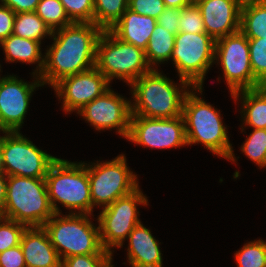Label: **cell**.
Segmentation results:
<instances>
[{
  "instance_id": "obj_4",
  "label": "cell",
  "mask_w": 266,
  "mask_h": 267,
  "mask_svg": "<svg viewBox=\"0 0 266 267\" xmlns=\"http://www.w3.org/2000/svg\"><path fill=\"white\" fill-rule=\"evenodd\" d=\"M45 180L49 201L55 213L61 214L58 202L71 211L70 214L92 215L87 163L58 158L49 168Z\"/></svg>"
},
{
  "instance_id": "obj_29",
  "label": "cell",
  "mask_w": 266,
  "mask_h": 267,
  "mask_svg": "<svg viewBox=\"0 0 266 267\" xmlns=\"http://www.w3.org/2000/svg\"><path fill=\"white\" fill-rule=\"evenodd\" d=\"M241 151L261 169L266 168V129H253Z\"/></svg>"
},
{
  "instance_id": "obj_38",
  "label": "cell",
  "mask_w": 266,
  "mask_h": 267,
  "mask_svg": "<svg viewBox=\"0 0 266 267\" xmlns=\"http://www.w3.org/2000/svg\"><path fill=\"white\" fill-rule=\"evenodd\" d=\"M15 15L12 9L0 4V43L13 34Z\"/></svg>"
},
{
  "instance_id": "obj_15",
  "label": "cell",
  "mask_w": 266,
  "mask_h": 267,
  "mask_svg": "<svg viewBox=\"0 0 266 267\" xmlns=\"http://www.w3.org/2000/svg\"><path fill=\"white\" fill-rule=\"evenodd\" d=\"M77 114L86 119L97 131L116 129L126 138L130 131L131 99L124 98L112 89L84 105Z\"/></svg>"
},
{
  "instance_id": "obj_12",
  "label": "cell",
  "mask_w": 266,
  "mask_h": 267,
  "mask_svg": "<svg viewBox=\"0 0 266 267\" xmlns=\"http://www.w3.org/2000/svg\"><path fill=\"white\" fill-rule=\"evenodd\" d=\"M214 62L221 65L230 94L263 86L253 75L248 38L241 31L216 40Z\"/></svg>"
},
{
  "instance_id": "obj_35",
  "label": "cell",
  "mask_w": 266,
  "mask_h": 267,
  "mask_svg": "<svg viewBox=\"0 0 266 267\" xmlns=\"http://www.w3.org/2000/svg\"><path fill=\"white\" fill-rule=\"evenodd\" d=\"M128 9L139 15L157 19L165 9L163 0H129Z\"/></svg>"
},
{
  "instance_id": "obj_16",
  "label": "cell",
  "mask_w": 266,
  "mask_h": 267,
  "mask_svg": "<svg viewBox=\"0 0 266 267\" xmlns=\"http://www.w3.org/2000/svg\"><path fill=\"white\" fill-rule=\"evenodd\" d=\"M107 78L93 67L84 72L60 79L52 87L66 113L79 111L84 105L101 96L111 88Z\"/></svg>"
},
{
  "instance_id": "obj_27",
  "label": "cell",
  "mask_w": 266,
  "mask_h": 267,
  "mask_svg": "<svg viewBox=\"0 0 266 267\" xmlns=\"http://www.w3.org/2000/svg\"><path fill=\"white\" fill-rule=\"evenodd\" d=\"M35 12L52 32L73 23L60 0H40Z\"/></svg>"
},
{
  "instance_id": "obj_5",
  "label": "cell",
  "mask_w": 266,
  "mask_h": 267,
  "mask_svg": "<svg viewBox=\"0 0 266 267\" xmlns=\"http://www.w3.org/2000/svg\"><path fill=\"white\" fill-rule=\"evenodd\" d=\"M54 214L45 178L7 176L6 201L1 217L27 227H43Z\"/></svg>"
},
{
  "instance_id": "obj_32",
  "label": "cell",
  "mask_w": 266,
  "mask_h": 267,
  "mask_svg": "<svg viewBox=\"0 0 266 267\" xmlns=\"http://www.w3.org/2000/svg\"><path fill=\"white\" fill-rule=\"evenodd\" d=\"M73 23H94V0H60Z\"/></svg>"
},
{
  "instance_id": "obj_2",
  "label": "cell",
  "mask_w": 266,
  "mask_h": 267,
  "mask_svg": "<svg viewBox=\"0 0 266 267\" xmlns=\"http://www.w3.org/2000/svg\"><path fill=\"white\" fill-rule=\"evenodd\" d=\"M179 80L180 86L156 67L136 79L129 85L133 98L131 115L146 118L182 116L185 96L193 86L182 78Z\"/></svg>"
},
{
  "instance_id": "obj_40",
  "label": "cell",
  "mask_w": 266,
  "mask_h": 267,
  "mask_svg": "<svg viewBox=\"0 0 266 267\" xmlns=\"http://www.w3.org/2000/svg\"><path fill=\"white\" fill-rule=\"evenodd\" d=\"M7 175L0 170V215L6 201Z\"/></svg>"
},
{
  "instance_id": "obj_18",
  "label": "cell",
  "mask_w": 266,
  "mask_h": 267,
  "mask_svg": "<svg viewBox=\"0 0 266 267\" xmlns=\"http://www.w3.org/2000/svg\"><path fill=\"white\" fill-rule=\"evenodd\" d=\"M20 246L26 267H61V259L43 227H27Z\"/></svg>"
},
{
  "instance_id": "obj_20",
  "label": "cell",
  "mask_w": 266,
  "mask_h": 267,
  "mask_svg": "<svg viewBox=\"0 0 266 267\" xmlns=\"http://www.w3.org/2000/svg\"><path fill=\"white\" fill-rule=\"evenodd\" d=\"M157 21L127 9L110 31L121 41L145 50Z\"/></svg>"
},
{
  "instance_id": "obj_37",
  "label": "cell",
  "mask_w": 266,
  "mask_h": 267,
  "mask_svg": "<svg viewBox=\"0 0 266 267\" xmlns=\"http://www.w3.org/2000/svg\"><path fill=\"white\" fill-rule=\"evenodd\" d=\"M0 267H26L20 245L0 253Z\"/></svg>"
},
{
  "instance_id": "obj_33",
  "label": "cell",
  "mask_w": 266,
  "mask_h": 267,
  "mask_svg": "<svg viewBox=\"0 0 266 267\" xmlns=\"http://www.w3.org/2000/svg\"><path fill=\"white\" fill-rule=\"evenodd\" d=\"M179 32L206 33L201 12L195 3L181 9Z\"/></svg>"
},
{
  "instance_id": "obj_30",
  "label": "cell",
  "mask_w": 266,
  "mask_h": 267,
  "mask_svg": "<svg viewBox=\"0 0 266 267\" xmlns=\"http://www.w3.org/2000/svg\"><path fill=\"white\" fill-rule=\"evenodd\" d=\"M248 43L253 75L266 86V34L260 39H248Z\"/></svg>"
},
{
  "instance_id": "obj_10",
  "label": "cell",
  "mask_w": 266,
  "mask_h": 267,
  "mask_svg": "<svg viewBox=\"0 0 266 267\" xmlns=\"http://www.w3.org/2000/svg\"><path fill=\"white\" fill-rule=\"evenodd\" d=\"M148 205L146 195L138 187L132 193L120 197L102 208L98 215L100 242L104 250L112 252L121 248L130 232L141 223L137 206Z\"/></svg>"
},
{
  "instance_id": "obj_3",
  "label": "cell",
  "mask_w": 266,
  "mask_h": 267,
  "mask_svg": "<svg viewBox=\"0 0 266 267\" xmlns=\"http://www.w3.org/2000/svg\"><path fill=\"white\" fill-rule=\"evenodd\" d=\"M202 90V87H192L183 102L182 116L187 145L201 143L212 154L236 162L219 110L196 95L197 92L202 94Z\"/></svg>"
},
{
  "instance_id": "obj_26",
  "label": "cell",
  "mask_w": 266,
  "mask_h": 267,
  "mask_svg": "<svg viewBox=\"0 0 266 267\" xmlns=\"http://www.w3.org/2000/svg\"><path fill=\"white\" fill-rule=\"evenodd\" d=\"M129 0H94V24L110 30L128 9Z\"/></svg>"
},
{
  "instance_id": "obj_1",
  "label": "cell",
  "mask_w": 266,
  "mask_h": 267,
  "mask_svg": "<svg viewBox=\"0 0 266 267\" xmlns=\"http://www.w3.org/2000/svg\"><path fill=\"white\" fill-rule=\"evenodd\" d=\"M102 29L94 23H71L52 32L39 78L51 87L63 77L95 67L96 44Z\"/></svg>"
},
{
  "instance_id": "obj_14",
  "label": "cell",
  "mask_w": 266,
  "mask_h": 267,
  "mask_svg": "<svg viewBox=\"0 0 266 267\" xmlns=\"http://www.w3.org/2000/svg\"><path fill=\"white\" fill-rule=\"evenodd\" d=\"M25 82L15 75L0 78V132H20L34 90L43 84L38 75Z\"/></svg>"
},
{
  "instance_id": "obj_7",
  "label": "cell",
  "mask_w": 266,
  "mask_h": 267,
  "mask_svg": "<svg viewBox=\"0 0 266 267\" xmlns=\"http://www.w3.org/2000/svg\"><path fill=\"white\" fill-rule=\"evenodd\" d=\"M95 67L110 83L117 78L128 85L152 70L145 50L121 41L110 30H103L97 40Z\"/></svg>"
},
{
  "instance_id": "obj_31",
  "label": "cell",
  "mask_w": 266,
  "mask_h": 267,
  "mask_svg": "<svg viewBox=\"0 0 266 267\" xmlns=\"http://www.w3.org/2000/svg\"><path fill=\"white\" fill-rule=\"evenodd\" d=\"M26 225L0 216V253L20 245Z\"/></svg>"
},
{
  "instance_id": "obj_11",
  "label": "cell",
  "mask_w": 266,
  "mask_h": 267,
  "mask_svg": "<svg viewBox=\"0 0 266 267\" xmlns=\"http://www.w3.org/2000/svg\"><path fill=\"white\" fill-rule=\"evenodd\" d=\"M1 136L2 171L7 176L45 178L57 157L39 149L20 132Z\"/></svg>"
},
{
  "instance_id": "obj_22",
  "label": "cell",
  "mask_w": 266,
  "mask_h": 267,
  "mask_svg": "<svg viewBox=\"0 0 266 267\" xmlns=\"http://www.w3.org/2000/svg\"><path fill=\"white\" fill-rule=\"evenodd\" d=\"M0 45L2 46L7 62L38 63L32 75L34 77L35 75L39 76L41 74L44 66V55L41 53L40 46L41 42L11 34Z\"/></svg>"
},
{
  "instance_id": "obj_41",
  "label": "cell",
  "mask_w": 266,
  "mask_h": 267,
  "mask_svg": "<svg viewBox=\"0 0 266 267\" xmlns=\"http://www.w3.org/2000/svg\"><path fill=\"white\" fill-rule=\"evenodd\" d=\"M163 1L165 7H174L178 9H182L194 3L193 0H163Z\"/></svg>"
},
{
  "instance_id": "obj_25",
  "label": "cell",
  "mask_w": 266,
  "mask_h": 267,
  "mask_svg": "<svg viewBox=\"0 0 266 267\" xmlns=\"http://www.w3.org/2000/svg\"><path fill=\"white\" fill-rule=\"evenodd\" d=\"M13 34L41 42L43 38L52 36V31L36 12H20L14 17Z\"/></svg>"
},
{
  "instance_id": "obj_42",
  "label": "cell",
  "mask_w": 266,
  "mask_h": 267,
  "mask_svg": "<svg viewBox=\"0 0 266 267\" xmlns=\"http://www.w3.org/2000/svg\"><path fill=\"white\" fill-rule=\"evenodd\" d=\"M0 170H2V159H1V136H0Z\"/></svg>"
},
{
  "instance_id": "obj_17",
  "label": "cell",
  "mask_w": 266,
  "mask_h": 267,
  "mask_svg": "<svg viewBox=\"0 0 266 267\" xmlns=\"http://www.w3.org/2000/svg\"><path fill=\"white\" fill-rule=\"evenodd\" d=\"M243 0H195L201 12L206 33L215 41L240 31Z\"/></svg>"
},
{
  "instance_id": "obj_23",
  "label": "cell",
  "mask_w": 266,
  "mask_h": 267,
  "mask_svg": "<svg viewBox=\"0 0 266 267\" xmlns=\"http://www.w3.org/2000/svg\"><path fill=\"white\" fill-rule=\"evenodd\" d=\"M240 31L248 39H260L266 34V0H243Z\"/></svg>"
},
{
  "instance_id": "obj_13",
  "label": "cell",
  "mask_w": 266,
  "mask_h": 267,
  "mask_svg": "<svg viewBox=\"0 0 266 267\" xmlns=\"http://www.w3.org/2000/svg\"><path fill=\"white\" fill-rule=\"evenodd\" d=\"M128 141L140 146L166 149L187 145L183 116L146 118L131 115Z\"/></svg>"
},
{
  "instance_id": "obj_24",
  "label": "cell",
  "mask_w": 266,
  "mask_h": 267,
  "mask_svg": "<svg viewBox=\"0 0 266 267\" xmlns=\"http://www.w3.org/2000/svg\"><path fill=\"white\" fill-rule=\"evenodd\" d=\"M175 36L158 24L155 26L145 49L147 62L152 69H154V66L157 67V64L171 60L175 46Z\"/></svg>"
},
{
  "instance_id": "obj_19",
  "label": "cell",
  "mask_w": 266,
  "mask_h": 267,
  "mask_svg": "<svg viewBox=\"0 0 266 267\" xmlns=\"http://www.w3.org/2000/svg\"><path fill=\"white\" fill-rule=\"evenodd\" d=\"M127 257L131 267H163L158 240L142 223L128 236Z\"/></svg>"
},
{
  "instance_id": "obj_28",
  "label": "cell",
  "mask_w": 266,
  "mask_h": 267,
  "mask_svg": "<svg viewBox=\"0 0 266 267\" xmlns=\"http://www.w3.org/2000/svg\"><path fill=\"white\" fill-rule=\"evenodd\" d=\"M234 257L238 267H266V242L262 239L247 242Z\"/></svg>"
},
{
  "instance_id": "obj_6",
  "label": "cell",
  "mask_w": 266,
  "mask_h": 267,
  "mask_svg": "<svg viewBox=\"0 0 266 267\" xmlns=\"http://www.w3.org/2000/svg\"><path fill=\"white\" fill-rule=\"evenodd\" d=\"M89 216L70 213L63 216L62 213H55L44 224L43 228L61 261L74 255L113 254L103 249L99 226H94Z\"/></svg>"
},
{
  "instance_id": "obj_36",
  "label": "cell",
  "mask_w": 266,
  "mask_h": 267,
  "mask_svg": "<svg viewBox=\"0 0 266 267\" xmlns=\"http://www.w3.org/2000/svg\"><path fill=\"white\" fill-rule=\"evenodd\" d=\"M181 14V9L174 7H165L162 14L156 19L157 24L173 35L179 33V18Z\"/></svg>"
},
{
  "instance_id": "obj_9",
  "label": "cell",
  "mask_w": 266,
  "mask_h": 267,
  "mask_svg": "<svg viewBox=\"0 0 266 267\" xmlns=\"http://www.w3.org/2000/svg\"><path fill=\"white\" fill-rule=\"evenodd\" d=\"M215 42L207 33L179 32L171 57L179 78L193 87H203L207 72L215 64Z\"/></svg>"
},
{
  "instance_id": "obj_21",
  "label": "cell",
  "mask_w": 266,
  "mask_h": 267,
  "mask_svg": "<svg viewBox=\"0 0 266 267\" xmlns=\"http://www.w3.org/2000/svg\"><path fill=\"white\" fill-rule=\"evenodd\" d=\"M234 101L241 102L243 125L253 129H266V86L240 90L231 94ZM240 97V98H239ZM243 113V114H242Z\"/></svg>"
},
{
  "instance_id": "obj_8",
  "label": "cell",
  "mask_w": 266,
  "mask_h": 267,
  "mask_svg": "<svg viewBox=\"0 0 266 267\" xmlns=\"http://www.w3.org/2000/svg\"><path fill=\"white\" fill-rule=\"evenodd\" d=\"M98 162L87 164L92 212L93 207L105 208L140 187L138 177L127 166L124 154L118 155L112 161Z\"/></svg>"
},
{
  "instance_id": "obj_34",
  "label": "cell",
  "mask_w": 266,
  "mask_h": 267,
  "mask_svg": "<svg viewBox=\"0 0 266 267\" xmlns=\"http://www.w3.org/2000/svg\"><path fill=\"white\" fill-rule=\"evenodd\" d=\"M112 254L74 255L62 260L61 267H114Z\"/></svg>"
},
{
  "instance_id": "obj_39",
  "label": "cell",
  "mask_w": 266,
  "mask_h": 267,
  "mask_svg": "<svg viewBox=\"0 0 266 267\" xmlns=\"http://www.w3.org/2000/svg\"><path fill=\"white\" fill-rule=\"evenodd\" d=\"M40 0H0L1 4L12 9L16 14L20 12H34Z\"/></svg>"
}]
</instances>
